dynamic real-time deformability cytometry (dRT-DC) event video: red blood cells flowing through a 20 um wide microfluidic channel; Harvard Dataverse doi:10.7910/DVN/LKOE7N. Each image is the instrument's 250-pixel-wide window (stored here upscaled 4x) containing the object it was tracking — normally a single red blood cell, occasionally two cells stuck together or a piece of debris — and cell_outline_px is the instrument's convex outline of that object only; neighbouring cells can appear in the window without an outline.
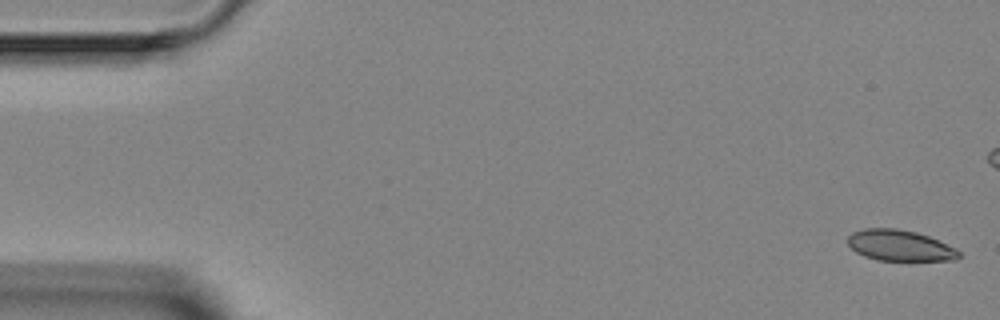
{"species": "Egyptian fruit bat (a non-hibernating species)", "species_latin": "Rousettus aegyptiacus", "temperature_condition": "room temperature", "stored_images_in_passage": 8, "segment_of_instrument_passage": [1, 2], "camera_frame_rate_fps": 3000, "um_per_image_px": 0.085, "animal": {"sex": "female"}, "frame": {"image": 1, "passage_image": 1, "time_ms": 0.0, "image_size_px": [1000, 320], "cell_outline_px": [[960, 256], [956, 260], [876, 260], [864, 256], [856, 252], [848, 244], [848, 236], [852, 232], [864, 228], [896, 228], [916, 232], [928, 236], [956, 248], [960, 252]], "centroid_in_image_um": [76.47, 20.86], "position_along_channel_um": 8.5, "area_um2": 20.0}}
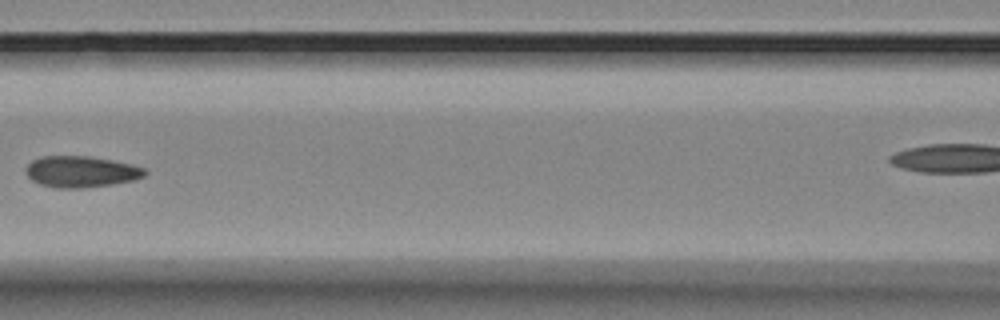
{"frame": {"image": 2, "passage_image": 7, "time_ms": 7.0, "image_size_px": [1000, 320], "cell_outline_px": [[148, 172], [144, 176], [136, 180], [112, 184], [84, 188], [56, 188], [40, 184], [32, 180], [24, 172], [24, 168], [32, 160], [40, 156], [88, 156], [112, 160], [132, 164], [144, 168]], "centroid_in_image_um": [6.88, 14.59], "position_along_channel_um": 159.7, "area_um2": 21.91}}